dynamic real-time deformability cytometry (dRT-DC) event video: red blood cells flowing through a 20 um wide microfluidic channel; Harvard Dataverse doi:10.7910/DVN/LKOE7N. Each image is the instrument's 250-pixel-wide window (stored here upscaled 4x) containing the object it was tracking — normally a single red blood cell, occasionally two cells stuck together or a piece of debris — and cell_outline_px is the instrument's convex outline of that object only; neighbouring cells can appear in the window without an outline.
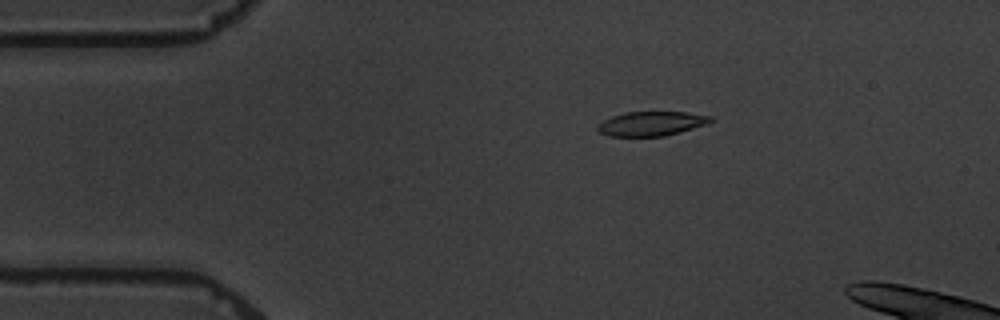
{"species": "common noctule bat (a hibernating species)", "species_latin": "Nyctalus noctula", "temperature_condition": "warm", "stored_images_in_passage": 5, "camera_frame_rate_fps": 3000, "um_per_image_px": 0.085, "animal": {"sex": "male", "body_mass_g": 19.5, "forearm_length_mm": 54.6}, "frame": {"image": 1, "passage_image": 3, "time_ms": 2.333, "image_size_px": [1000, 320], "cell_outline_px": [[716, 120], [692, 128], [664, 136], [608, 136], [600, 132], [596, 128], [596, 124], [612, 116], [624, 112], [688, 112], [712, 116]], "centroid_in_image_um": [55.34, 10.5], "position_along_channel_um": 29.7, "area_um2": 16.01}}